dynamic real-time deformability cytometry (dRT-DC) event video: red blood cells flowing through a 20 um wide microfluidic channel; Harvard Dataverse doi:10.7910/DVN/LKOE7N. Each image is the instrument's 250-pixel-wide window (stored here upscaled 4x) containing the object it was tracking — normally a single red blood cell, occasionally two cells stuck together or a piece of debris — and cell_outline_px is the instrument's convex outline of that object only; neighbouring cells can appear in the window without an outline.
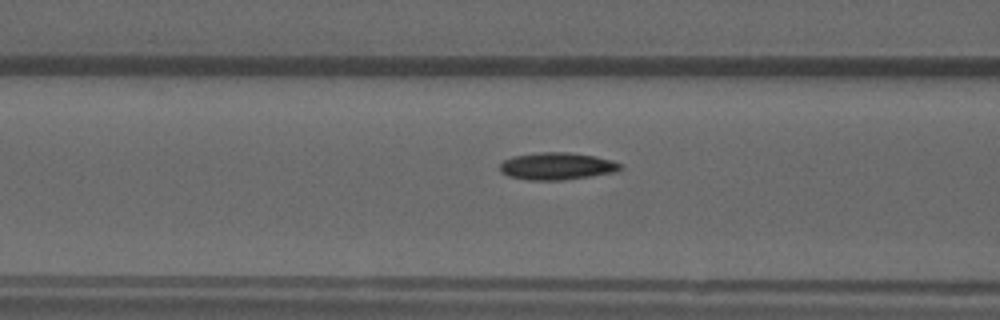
{"species": "common noctule bat (a hibernating species)", "species_latin": "Nyctalus noctula", "temperature_condition": "warm", "stored_images_in_passage": 37, "camera_frame_rate_fps": 3000, "um_per_image_px": 0.085, "animal": {"sex": "male", "forearm_length_mm": 52.5}, "frame": {"image": 1, "passage_image": 5, "time_ms": 1.333, "image_size_px": [1000, 320], "cell_outline_px": [[624, 168], [616, 172], [560, 180], [528, 180], [508, 176], [500, 172], [500, 164], [504, 160], [512, 156], [540, 152], [568, 152], [596, 156], [612, 160], [624, 164]], "centroid_in_image_um": [47.36, 14.11], "position_along_channel_um": 119.2, "area_um2": 19.25}}
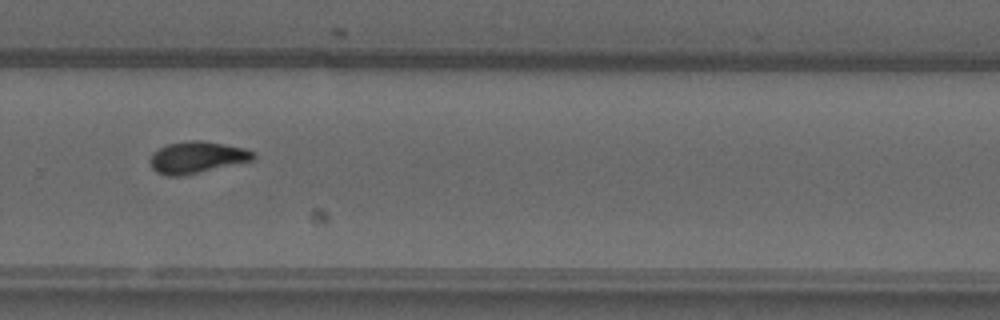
{"frame": {"image": 2, "passage_image": 20, "time_ms": 6.333, "image_size_px": [1000, 320], "cell_outline_px": [[256, 160], [200, 172], [180, 176], [168, 176], [156, 172], [152, 168], [152, 152], [168, 144], [188, 140], [204, 140], [244, 148], [256, 152]], "centroid_in_image_um": [16.8, 13.37], "position_along_channel_um": 313.0, "area_um2": 19.13}}
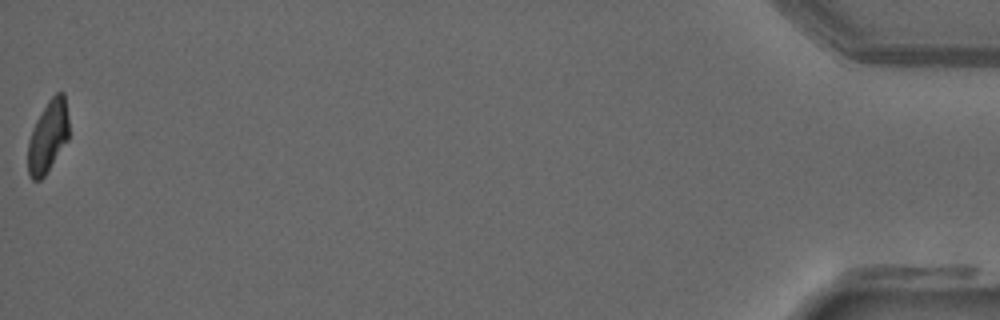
{"frame": {"image": 3, "passage_image": 37, "time_ms": 12.0, "image_size_px": [1000, 320], "cell_outline_px": [[68, 140], [44, 176], [40, 180], [32, 180], [28, 176], [28, 140], [32, 128], [36, 120], [48, 100], [56, 92], [64, 92], [68, 116]], "centroid_in_image_um": [4.07, 11.6], "position_along_channel_um": 431.1, "area_um2": 17.22}, "authors_computed_cell_mechanics": {"area_um2": 18.5538, "velocity_mm_per_s": 3.8837, "shape_relaxation_time_tau1_ms": null, "shape_relaxation_time_tau2_ms": 3.6369, "deformation_change_tau1": null, "deformation_change_tau2": 0.0862}}